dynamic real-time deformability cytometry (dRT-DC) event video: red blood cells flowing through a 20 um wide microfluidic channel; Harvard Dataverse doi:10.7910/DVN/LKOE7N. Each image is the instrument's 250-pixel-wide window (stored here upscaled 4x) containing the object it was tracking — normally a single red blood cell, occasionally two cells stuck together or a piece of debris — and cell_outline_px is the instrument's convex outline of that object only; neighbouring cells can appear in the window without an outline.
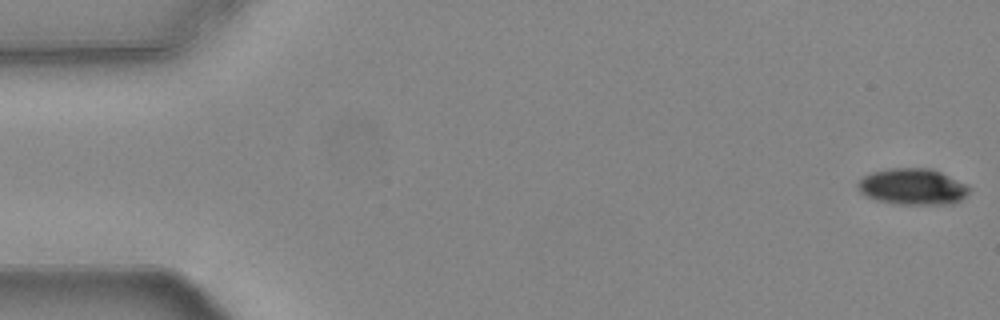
{"species": "common noctule bat (a hibernating species)", "species_latin": "Nyctalus noctula", "temperature_condition": "warm", "stored_images_in_passage": 14, "camera_frame_rate_fps": 3000, "um_per_image_px": 0.085, "animal": {"sex": "female", "body_mass_g": 24.6, "forearm_length_mm": 56.2}, "frame": {"image": 1, "passage_image": 1, "time_ms": 0.0, "image_size_px": [1000, 320], "cell_outline_px": [[968, 192], [960, 200], [952, 204], [896, 204], [876, 200], [860, 192], [856, 184], [864, 176], [872, 172], [888, 168], [932, 168], [968, 184]], "centroid_in_image_um": [77.57, 15.86], "position_along_channel_um": 7.4, "area_um2": 23.52}}